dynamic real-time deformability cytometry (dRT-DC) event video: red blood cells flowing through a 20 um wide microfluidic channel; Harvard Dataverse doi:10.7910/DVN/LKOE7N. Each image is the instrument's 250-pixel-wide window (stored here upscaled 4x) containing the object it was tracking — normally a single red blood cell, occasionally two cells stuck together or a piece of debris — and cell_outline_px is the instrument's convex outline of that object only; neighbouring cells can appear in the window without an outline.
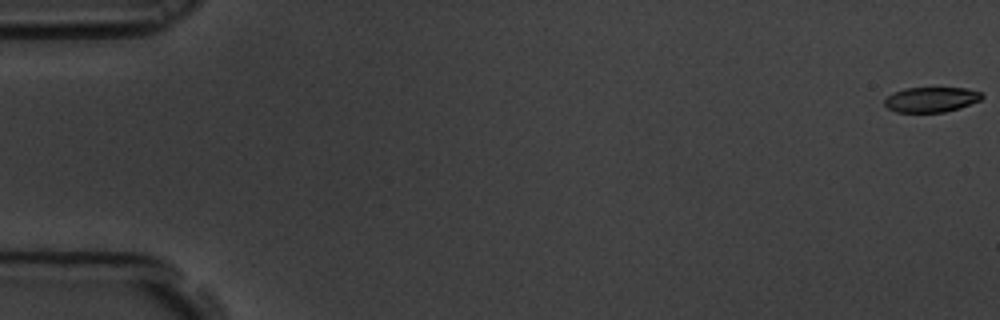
{"species": "common noctule bat (a hibernating species)", "species_latin": "Nyctalus noctula", "temperature_condition": "room temperature", "stored_images_in_passage": 59, "camera_frame_rate_fps": 3000, "um_per_image_px": 0.085, "animal": {"sex": "male", "body_mass_g": 19.5, "forearm_length_mm": 54.6}, "frame": {"image": 1, "passage_image": 1, "time_ms": 0.0, "image_size_px": [1000, 320], "cell_outline_px": [[984, 96], [980, 100], [960, 108], [944, 112], [896, 112], [888, 108], [884, 104], [884, 100], [892, 92], [904, 88], [968, 88], [980, 92]], "centroid_in_image_um": [79.14, 8.46], "position_along_channel_um": 5.9, "area_um2": 14.28}}
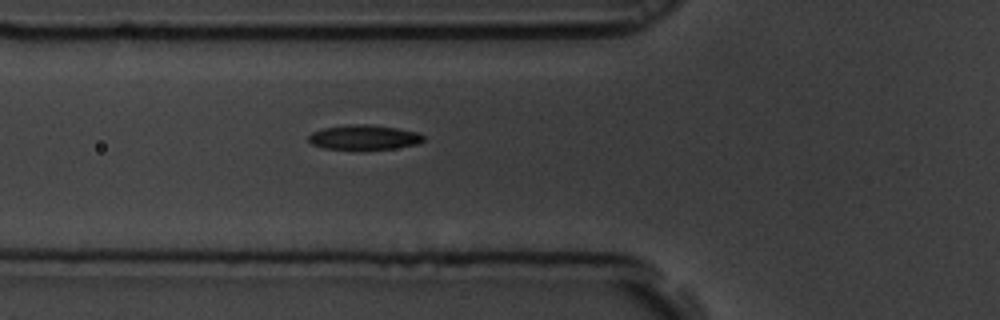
{"frame": {"image": 2, "passage_image": 22, "time_ms": 7.0, "image_size_px": [1000, 320], "cell_outline_px": [[424, 140], [420, 144], [392, 148], [324, 148], [312, 144], [308, 140], [308, 136], [312, 132], [324, 128], [344, 124], [368, 124], [396, 128], [420, 132], [424, 136]], "centroid_in_image_um": [30.97, 11.64], "position_along_channel_um": 94.8, "area_um2": 16.36}}
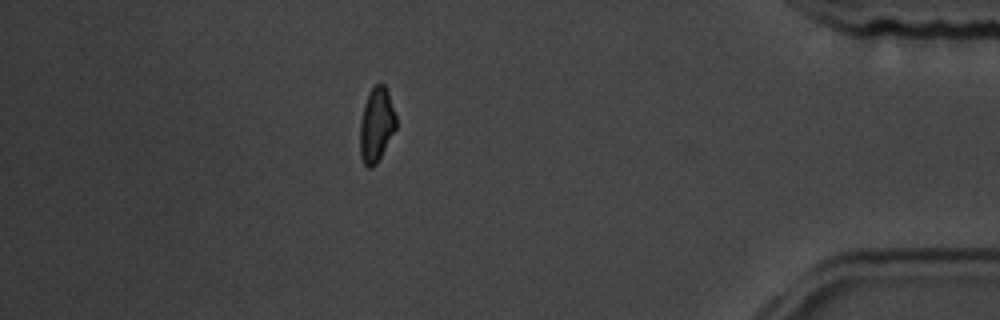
{"frame": {"image": 3, "passage_image": 52, "time_ms": 17.0, "image_size_px": [1000, 320], "cell_outline_px": [[396, 128], [376, 164], [372, 168], [368, 168], [364, 164], [360, 156], [360, 124], [364, 104], [368, 92], [380, 80], [384, 84], [388, 92], [396, 116]], "centroid_in_image_um": [31.99, 10.59], "position_along_channel_um": 403.2, "area_um2": 15.66}, "authors_computed_cell_mechanics": {"area_um2": 16.2418, "velocity_mm_per_s": 3.5166, "shape_relaxation_time_tau1_ms": 2.5055, "shape_relaxation_time_tau2_ms": null, "deformation_change_tau1": 0.1051, "deformation_change_tau2": null}}